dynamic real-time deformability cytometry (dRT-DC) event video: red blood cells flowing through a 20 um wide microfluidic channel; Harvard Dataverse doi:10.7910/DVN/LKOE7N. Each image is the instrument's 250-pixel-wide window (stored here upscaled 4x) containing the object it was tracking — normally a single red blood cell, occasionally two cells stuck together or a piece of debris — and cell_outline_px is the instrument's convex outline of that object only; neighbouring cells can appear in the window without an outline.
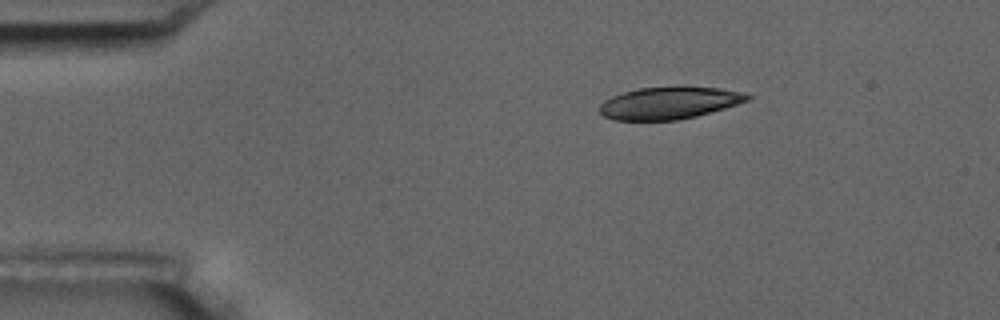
{"species": "common noctule bat (a hibernating species)", "species_latin": "Nyctalus noctula", "temperature_condition": "room temperature", "stored_images_in_passage": 3, "camera_frame_rate_fps": 3000, "um_per_image_px": 0.085, "animal": {"sex": "male", "body_mass_g": 17.5, "forearm_length_mm": 52.3}, "frame": {"image": 1, "passage_image": 1, "time_ms": 0.0, "image_size_px": [1000, 320], "cell_outline_px": [[752, 100], [696, 116], [676, 120], [612, 120], [604, 116], [600, 112], [600, 104], [604, 100], [612, 96], [624, 92], [640, 88], [684, 84], [720, 88], [748, 92], [752, 96]], "centroid_in_image_um": [56.96, 8.71], "position_along_channel_um": 28.0, "area_um2": 28.55}}
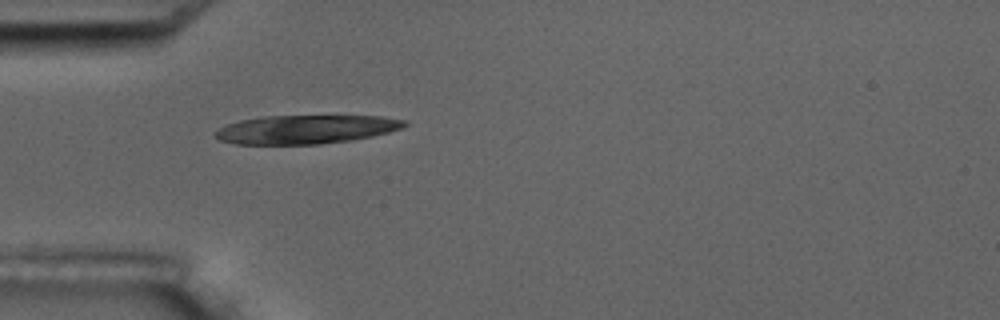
{"frame": {"image": 2, "passage_image": 3, "time_ms": 2.333, "image_size_px": [1000, 320], "cell_outline_px": [[408, 124], [404, 128], [372, 136], [352, 140], [320, 144], [236, 144], [220, 140], [212, 136], [220, 128], [228, 124], [240, 120], [264, 116], [380, 116], [408, 120]], "centroid_in_image_um": [26.04, 11.0], "position_along_channel_um": 59.0, "area_um2": 31.67}}